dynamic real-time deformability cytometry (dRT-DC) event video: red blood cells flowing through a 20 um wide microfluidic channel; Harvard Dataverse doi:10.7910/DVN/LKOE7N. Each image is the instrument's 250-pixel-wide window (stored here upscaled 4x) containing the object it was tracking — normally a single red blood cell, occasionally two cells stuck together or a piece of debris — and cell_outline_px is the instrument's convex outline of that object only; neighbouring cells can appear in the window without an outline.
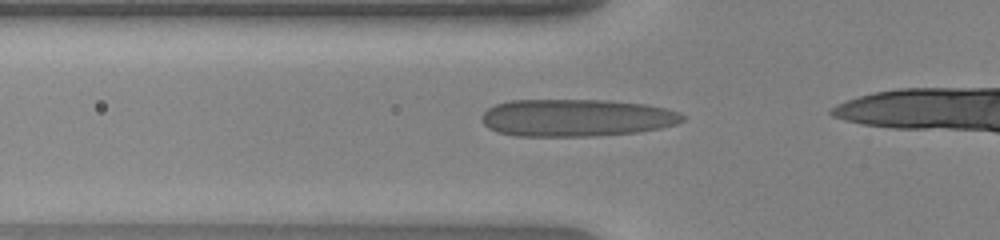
{"species": "human", "species_latin": "Homo sapiens", "temperature_condition": "warm", "stored_images_in_passage": 36, "camera_frame_rate_fps": 3000, "um_per_image_px": 0.085, "donor": {"sex": "female"}, "frame": {"image": 1, "passage_image": 12, "time_ms": 3.667, "image_size_px": [1000, 240], "cell_outline_px": [[688, 116], [684, 120], [676, 124], [660, 128], [640, 132], [592, 136], [516, 136], [496, 132], [488, 128], [484, 124], [480, 116], [488, 108], [496, 104], [508, 100], [608, 100], [644, 104], [668, 108], [680, 112]], "centroid_in_image_um": [49.01, 10.01], "position_along_channel_um": 76.8, "area_um2": 44.22}}
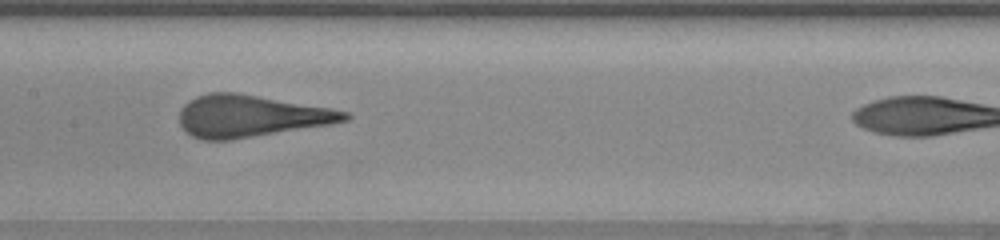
{"frame": {"image": 2, "passage_image": 20, "time_ms": 6.333, "image_size_px": [1000, 240], "cell_outline_px": [[352, 116], [348, 120], [332, 124], [232, 140], [204, 140], [192, 136], [180, 124], [180, 108], [188, 100], [196, 96], [208, 92], [236, 92], [332, 108], [348, 112]], "centroid_in_image_um": [21.32, 9.86], "position_along_channel_um": 186.1, "area_um2": 40.63}}
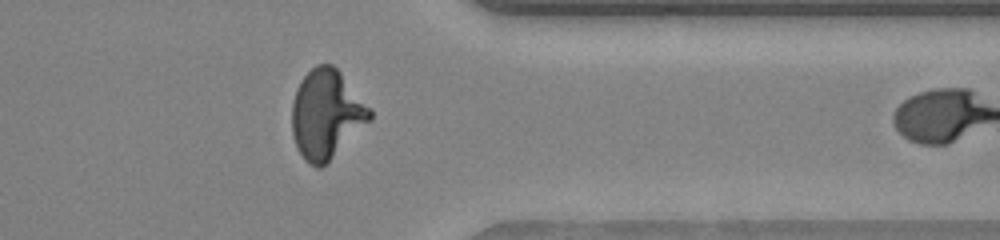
{"frame": {"image": 3, "passage_image": 35, "time_ms": 11.333, "image_size_px": [1000, 240], "cell_outline_px": [[372, 120], [320, 168], [316, 168], [308, 164], [304, 160], [296, 144], [292, 132], [292, 104], [300, 80], [316, 64], [332, 64], [340, 72], [372, 108]], "centroid_in_image_um": [27.76, 9.7], "position_along_channel_um": 383.6, "area_um2": 40.23}}